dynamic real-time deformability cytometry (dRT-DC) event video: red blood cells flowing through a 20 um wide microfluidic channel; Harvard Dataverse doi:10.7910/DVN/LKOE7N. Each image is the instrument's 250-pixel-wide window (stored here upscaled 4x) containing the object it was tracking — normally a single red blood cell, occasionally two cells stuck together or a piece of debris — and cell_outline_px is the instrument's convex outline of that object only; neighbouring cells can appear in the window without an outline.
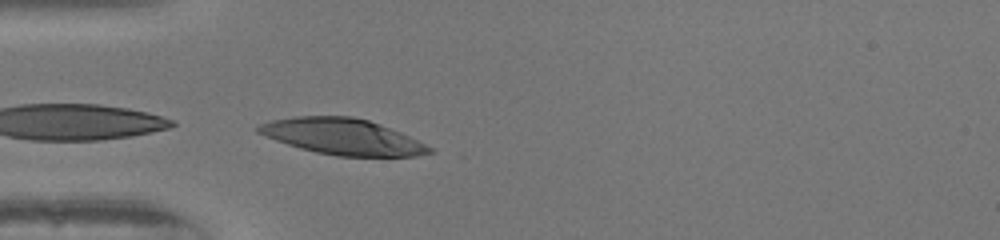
{"species": "human", "species_latin": "Homo sapiens", "temperature_condition": "warm", "stored_images_in_passage": 9, "camera_frame_rate_fps": 3000, "um_per_image_px": 0.085, "donor": {"sex": "female"}, "frame": {"image": 1, "passage_image": 9, "time_ms": 2.667, "image_size_px": [1000, 240], "cell_outline_px": [[436, 152], [416, 156], [336, 156], [316, 152], [300, 148], [276, 140], [256, 132], [256, 128], [260, 124], [272, 120], [292, 116], [352, 116], [368, 120], [380, 124], [400, 132], [432, 148]], "centroid_in_image_um": [29.1, 11.61], "position_along_channel_um": 55.9, "area_um2": 35.66}}